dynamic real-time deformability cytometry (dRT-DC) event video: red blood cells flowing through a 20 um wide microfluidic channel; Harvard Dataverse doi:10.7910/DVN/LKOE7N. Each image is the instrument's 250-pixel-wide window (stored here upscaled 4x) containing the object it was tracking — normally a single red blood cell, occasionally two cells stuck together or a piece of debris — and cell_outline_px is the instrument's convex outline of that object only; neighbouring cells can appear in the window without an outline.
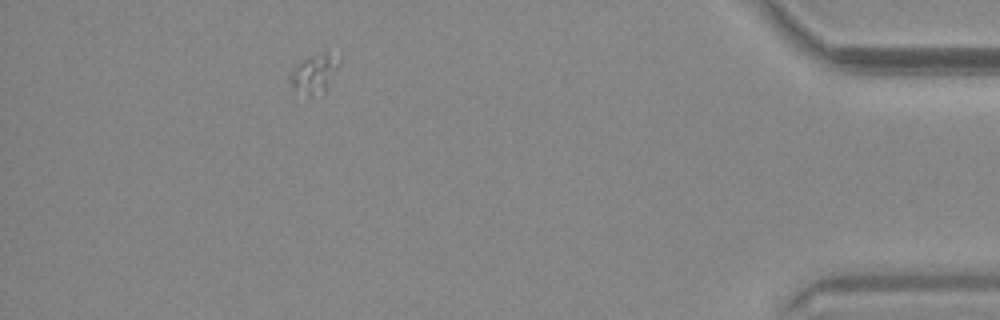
{"species": "common noctule bat (a hibernating species)", "species_latin": "Nyctalus noctula", "temperature_condition": "warm", "stored_images_in_passage": 44, "camera_frame_rate_fps": 3000, "um_per_image_px": 0.085, "animal": {"sex": "male", "body_mass_g": 20.4}, "frame": {"image": 1, "passage_image": 39, "time_ms": 12.667, "image_size_px": [1000, 320], "cell_outline_px": [[340, 64], [324, 92], [308, 96], [292, 84], [288, 80], [288, 76], [292, 68], [300, 60], [308, 56], [324, 52], [340, 60]], "centroid_in_image_um": [26.69, 6.22], "position_along_channel_um": 408.5, "area_um2": 10.81}}